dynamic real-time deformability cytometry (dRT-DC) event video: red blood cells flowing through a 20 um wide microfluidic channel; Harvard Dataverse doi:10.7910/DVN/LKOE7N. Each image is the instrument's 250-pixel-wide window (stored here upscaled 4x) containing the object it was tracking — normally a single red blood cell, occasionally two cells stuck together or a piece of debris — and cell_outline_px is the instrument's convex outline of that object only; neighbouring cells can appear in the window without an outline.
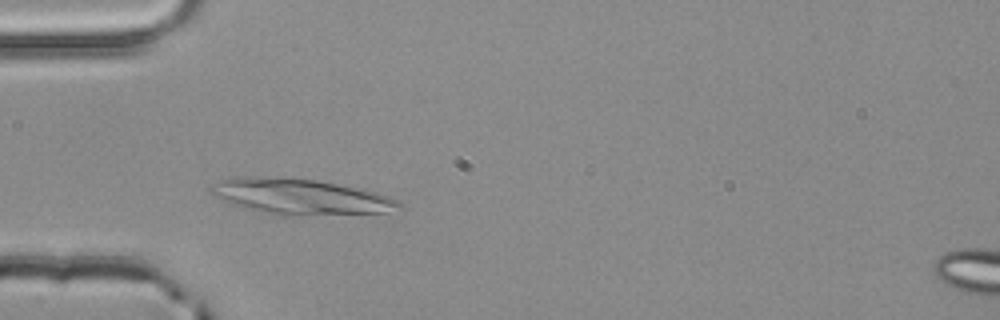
{"species": "common noctule bat (a hibernating species)", "species_latin": "Nyctalus noctula", "temperature_condition": "room temperature", "stored_images_in_passage": 2, "camera_frame_rate_fps": 3000, "um_per_image_px": 0.085, "animal": {"sex": "male", "body_mass_g": 20.4}, "frame": {"image": 1, "passage_image": 2, "time_ms": 0.333, "image_size_px": [1000, 320], "cell_outline_px": [[404, 204], [388, 212], [304, 216], [280, 216], [232, 204], [208, 192], [208, 184], [216, 180], [236, 176], [316, 180], [376, 192], [388, 196]], "centroid_in_image_um": [25.46, 16.73], "position_along_channel_um": 59.5, "area_um2": 38.84}}